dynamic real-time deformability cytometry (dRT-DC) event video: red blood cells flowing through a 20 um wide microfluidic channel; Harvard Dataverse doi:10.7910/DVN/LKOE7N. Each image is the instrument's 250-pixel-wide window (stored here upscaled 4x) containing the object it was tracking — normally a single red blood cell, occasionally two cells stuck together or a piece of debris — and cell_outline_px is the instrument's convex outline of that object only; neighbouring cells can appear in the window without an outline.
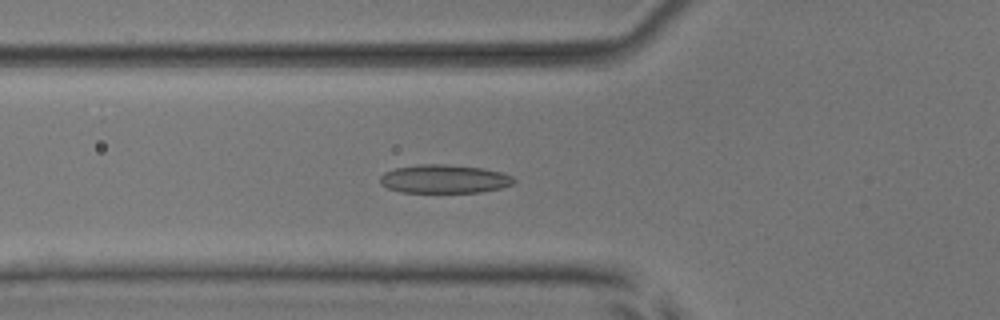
{"species": "common noctule bat (a hibernating species)", "species_latin": "Nyctalus noctula", "temperature_condition": "room temperature", "stored_images_in_passage": 53, "camera_frame_rate_fps": 3000, "um_per_image_px": 0.085, "animal": {"sex": "male", "body_mass_g": 17.9, "forearm_length_mm": 54.2}, "frame": {"image": 1, "passage_image": 19, "time_ms": 6.0, "image_size_px": [1000, 320], "cell_outline_px": [[516, 180], [512, 184], [500, 188], [480, 192], [400, 192], [388, 188], [380, 184], [380, 176], [384, 172], [396, 168], [420, 164], [448, 164], [484, 168], [500, 172], [512, 176]], "centroid_in_image_um": [37.75, 15.2], "position_along_channel_um": 88.1, "area_um2": 22.25}}
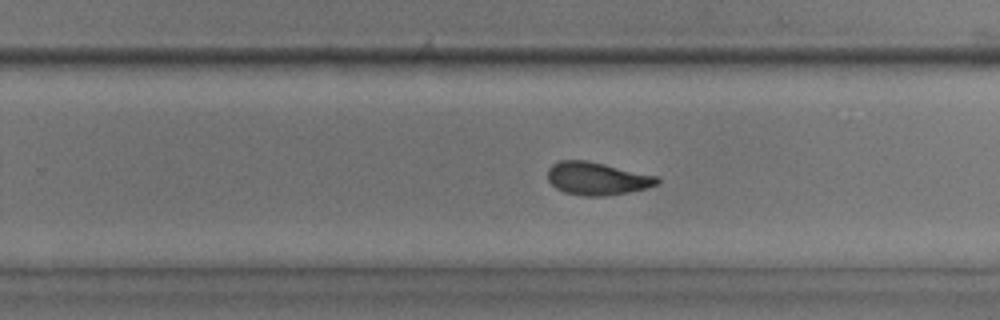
{"frame": {"image": 2, "passage_image": 34, "time_ms": 11.0, "image_size_px": [1000, 320], "cell_outline_px": [[660, 180], [656, 184], [644, 188], [628, 192], [604, 196], [580, 196], [564, 192], [556, 188], [548, 180], [548, 168], [552, 164], [560, 160], [584, 160], [604, 164], [660, 176]], "centroid_in_image_um": [50.73, 15.17], "position_along_channel_um": 279.1, "area_um2": 20.92}}
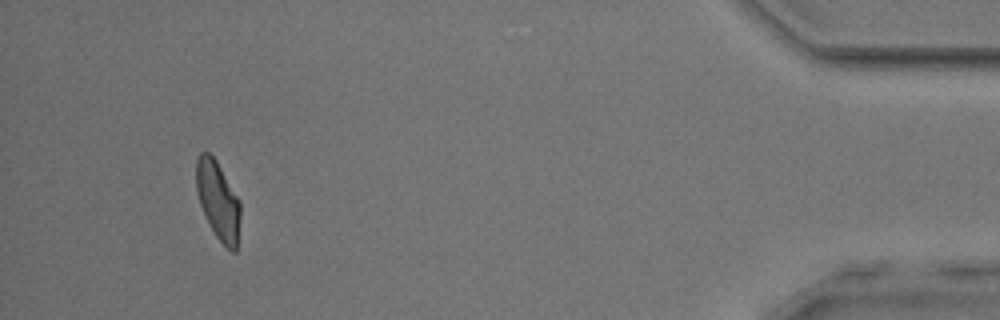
{"frame": {"image": 3, "passage_image": 50, "time_ms": 16.333, "image_size_px": [1000, 320], "cell_outline_px": [[240, 216], [236, 252], [232, 252], [216, 236], [200, 204], [196, 188], [196, 160], [200, 152], [208, 152], [216, 160], [240, 200]], "centroid_in_image_um": [18.54, 17.01], "position_along_channel_um": 416.7, "area_um2": 19.83}, "authors_computed_cell_mechanics": {"area_um2": 21.4438, "velocity_mm_per_s": 3.824, "shape_relaxation_time_tau1_ms": 7.4556, "shape_relaxation_time_tau2_ms": 1.9939, "deformation_change_tau1": 0.1774, "deformation_change_tau2": 0.0872}}